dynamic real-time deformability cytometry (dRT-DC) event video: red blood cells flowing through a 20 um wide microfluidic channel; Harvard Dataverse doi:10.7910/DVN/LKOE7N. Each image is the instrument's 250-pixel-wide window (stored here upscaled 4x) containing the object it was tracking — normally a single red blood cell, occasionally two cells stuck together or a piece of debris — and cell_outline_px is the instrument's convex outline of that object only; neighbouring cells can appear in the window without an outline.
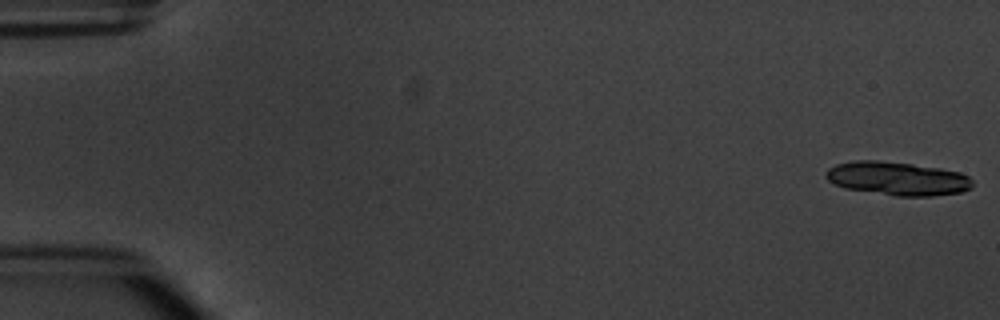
{"species": "common noctule bat (a hibernating species)", "species_latin": "Nyctalus noctula", "temperature_condition": "warm", "stored_images_in_passage": 2, "segment_of_instrument_passage": [2, 2], "camera_frame_rate_fps": 3000, "um_per_image_px": 0.085, "animal": {"sex": "male", "body_mass_g": 20.1, "forearm_length_mm": 53.5}, "frame": {"image": 1, "passage_image": 2, "time_ms": 2.0, "image_size_px": [1000, 320], "cell_outline_px": [[972, 188], [960, 192], [932, 196], [896, 196], [844, 188], [828, 180], [824, 176], [828, 168], [836, 164], [856, 160], [876, 160], [912, 164], [940, 168], [960, 172], [968, 176], [972, 180]], "centroid_in_image_um": [76.28, 15.17], "position_along_channel_um": 8.7, "area_um2": 28.67}}